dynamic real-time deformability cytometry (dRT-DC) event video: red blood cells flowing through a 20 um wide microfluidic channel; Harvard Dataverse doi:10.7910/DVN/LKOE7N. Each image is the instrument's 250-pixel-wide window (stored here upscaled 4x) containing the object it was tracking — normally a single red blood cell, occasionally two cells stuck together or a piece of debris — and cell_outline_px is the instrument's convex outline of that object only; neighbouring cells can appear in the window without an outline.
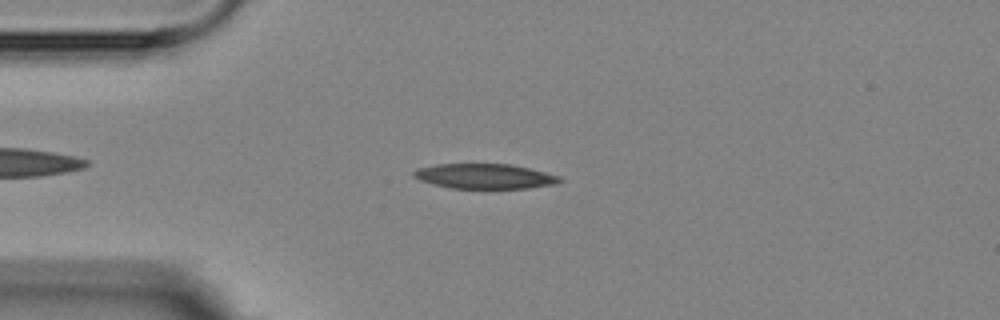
{"species": "Egyptian fruit bat (a non-hibernating species)", "species_latin": "Rousettus aegyptiacus", "temperature_condition": "room temperature", "stored_images_in_passage": 7, "camera_frame_rate_fps": 3000, "um_per_image_px": 0.085, "animal": {"sex": "female"}, "frame": {"image": 1, "passage_image": 3, "time_ms": 3.333, "image_size_px": [1000, 320], "cell_outline_px": [[564, 180], [556, 184], [528, 188], [452, 188], [432, 184], [420, 180], [412, 176], [412, 172], [416, 168], [436, 164], [508, 164], [528, 168], [560, 176]], "centroid_in_image_um": [41.17, 14.98], "position_along_channel_um": 43.8, "area_um2": 21.21}}
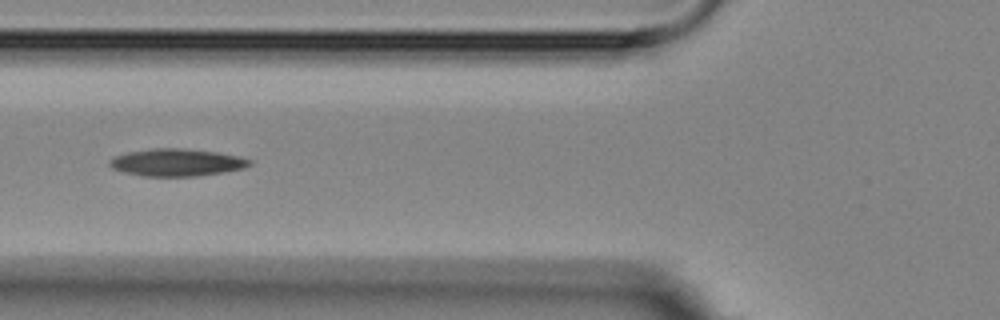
{"frame": {"image": 2, "passage_image": 5, "time_ms": 5.667, "image_size_px": [1000, 320], "cell_outline_px": [[252, 164], [244, 168], [196, 176], [140, 176], [124, 172], [112, 168], [108, 164], [108, 160], [116, 156], [128, 152], [152, 148], [184, 148], [216, 152], [240, 156], [252, 160]], "centroid_in_image_um": [15.01, 13.8], "position_along_channel_um": 110.8, "area_um2": 22.31}}
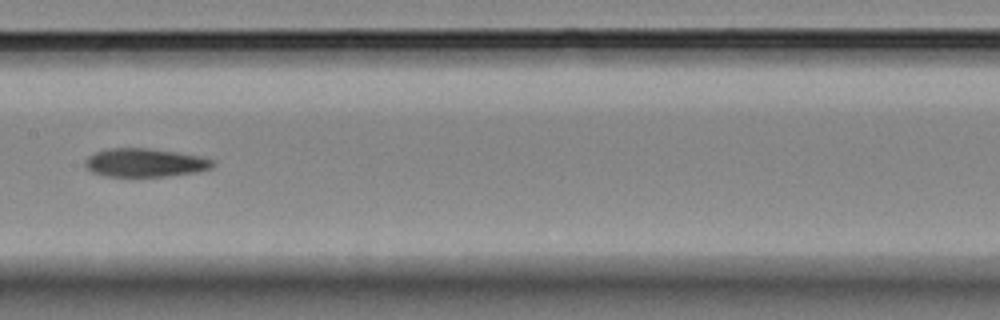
{"frame": {"image": 3, "passage_image": 7, "time_ms": 8.0, "image_size_px": [1000, 320], "cell_outline_px": [[216, 164], [212, 168], [196, 172], [168, 176], [108, 176], [92, 172], [84, 164], [84, 160], [88, 156], [104, 148], [148, 148], [176, 152], [200, 156], [216, 160]], "centroid_in_image_um": [12.35, 13.82], "position_along_channel_um": 195.1, "area_um2": 21.27}}